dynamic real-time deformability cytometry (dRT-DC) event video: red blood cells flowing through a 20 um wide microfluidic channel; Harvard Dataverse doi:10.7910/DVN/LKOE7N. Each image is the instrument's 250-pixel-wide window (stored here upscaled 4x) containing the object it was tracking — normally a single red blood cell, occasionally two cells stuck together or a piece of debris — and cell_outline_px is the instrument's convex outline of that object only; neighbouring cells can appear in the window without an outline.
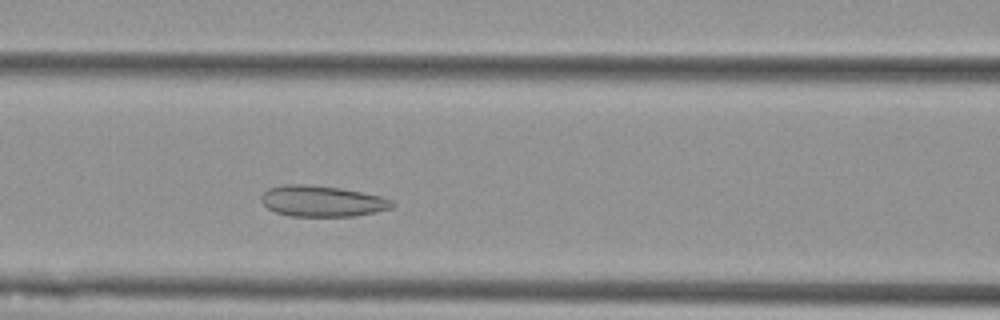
{"species": "Egyptian fruit bat (a non-hibernating species)", "species_latin": "Rousettus aegyptiacus", "temperature_condition": "cold", "stored_images_in_passage": 44, "camera_frame_rate_fps": 3000, "um_per_image_px": 0.085, "animal": {"sex": "female"}, "frame": {"image": 1, "passage_image": 12, "time_ms": 3.667, "image_size_px": [1000, 320], "cell_outline_px": [[396, 204], [392, 208], [356, 216], [292, 216], [276, 212], [268, 208], [260, 200], [260, 196], [268, 188], [284, 184], [304, 184], [340, 188], [380, 196], [392, 200]], "centroid_in_image_um": [27.37, 17.09], "position_along_channel_um": 139.2, "area_um2": 23.58}}
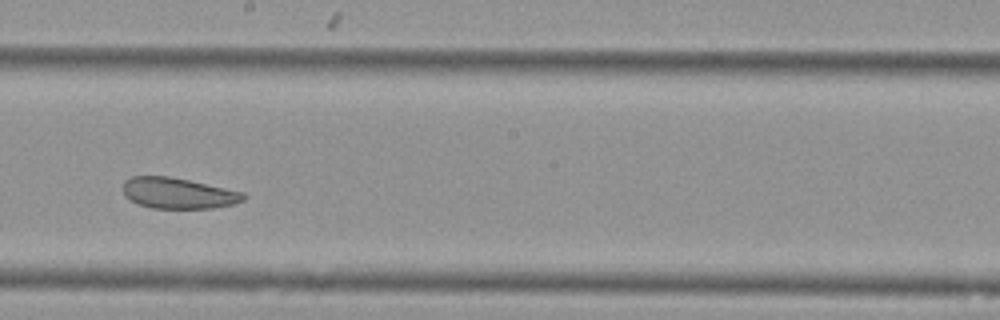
{"frame": {"image": 2, "passage_image": 20, "time_ms": 6.333, "image_size_px": [1000, 320], "cell_outline_px": [[248, 196], [244, 200], [232, 204], [212, 208], [152, 208], [140, 204], [124, 196], [124, 180], [132, 176], [168, 176], [188, 180], [244, 192]], "centroid_in_image_um": [15.16, 16.42], "position_along_channel_um": 233.0, "area_um2": 21.5}}
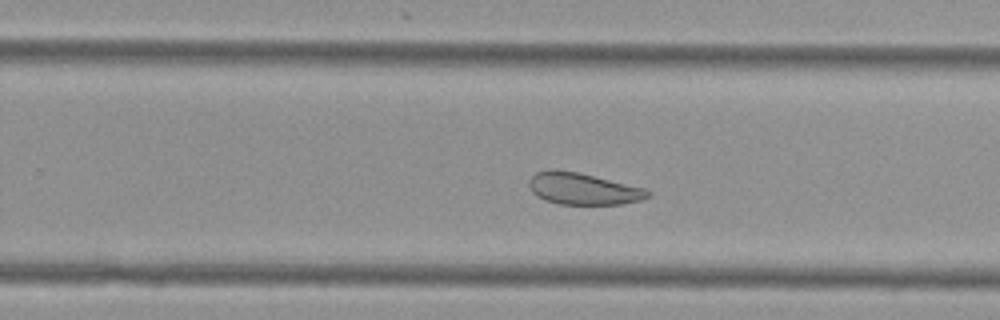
{"frame": {"image": 3, "passage_image": 24, "time_ms": 7.667, "image_size_px": [1000, 320], "cell_outline_px": [[652, 196], [640, 200], [620, 204], [556, 204], [544, 200], [536, 196], [532, 192], [528, 184], [528, 180], [536, 172], [552, 168], [576, 172], [648, 188], [652, 192]], "centroid_in_image_um": [49.57, 16.04], "position_along_channel_um": 280.2, "area_um2": 22.25}, "authors_computed_cell_mechanics": {"area_um2": 25.1141, "velocity_mm_per_s": 3.5456, "shape_relaxation_time_tau1_ms": null, "shape_relaxation_time_tau2_ms": 1.978, "deformation_change_tau1": null, "deformation_change_tau2": 0.0812}}